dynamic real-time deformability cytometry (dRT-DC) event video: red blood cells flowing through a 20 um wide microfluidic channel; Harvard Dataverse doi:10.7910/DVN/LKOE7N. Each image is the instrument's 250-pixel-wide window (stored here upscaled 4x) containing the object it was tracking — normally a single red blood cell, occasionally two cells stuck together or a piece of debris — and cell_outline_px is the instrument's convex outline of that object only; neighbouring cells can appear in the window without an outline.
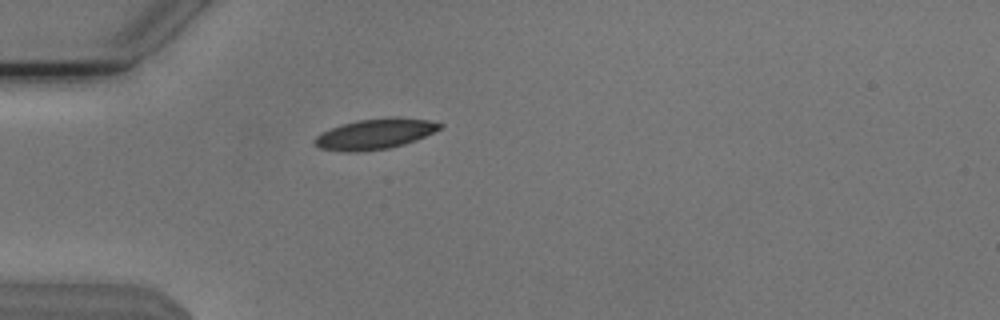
{"species": "Egyptian fruit bat (a non-hibernating species)", "species_latin": "Rousettus aegyptiacus", "temperature_condition": "cold", "stored_images_in_passage": 39, "camera_frame_rate_fps": 3000, "um_per_image_px": 0.085, "animal": {"sex": "male"}, "frame": {"image": 1, "passage_image": 1, "time_ms": 0.0, "image_size_px": [1000, 320], "cell_outline_px": [[444, 124], [440, 128], [416, 140], [404, 144], [388, 148], [356, 152], [340, 152], [320, 148], [312, 140], [320, 132], [344, 124], [360, 120], [392, 116], [428, 120]], "centroid_in_image_um": [31.85, 11.39], "position_along_channel_um": 53.2, "area_um2": 22.08}}
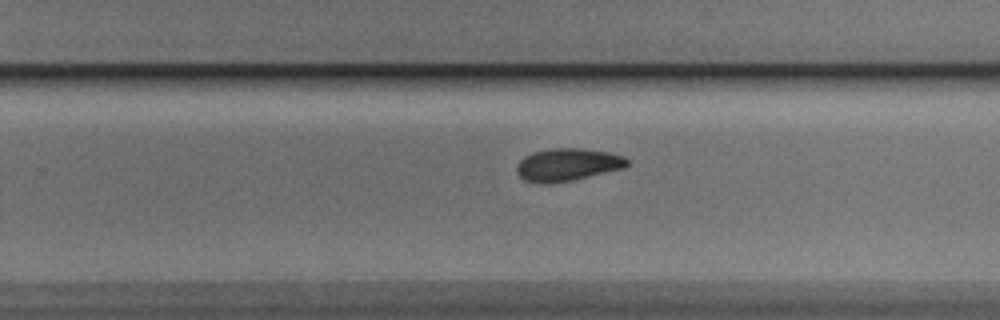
{"frame": {"image": 2, "passage_image": 20, "time_ms": 6.333, "image_size_px": [1000, 320], "cell_outline_px": [[628, 164], [624, 168], [576, 180], [548, 184], [536, 184], [524, 180], [516, 172], [516, 164], [524, 156], [532, 152], [552, 148], [580, 148], [608, 152], [624, 156], [628, 160]], "centroid_in_image_um": [48.21, 14.01], "position_along_channel_um": 281.6, "area_um2": 21.39}}
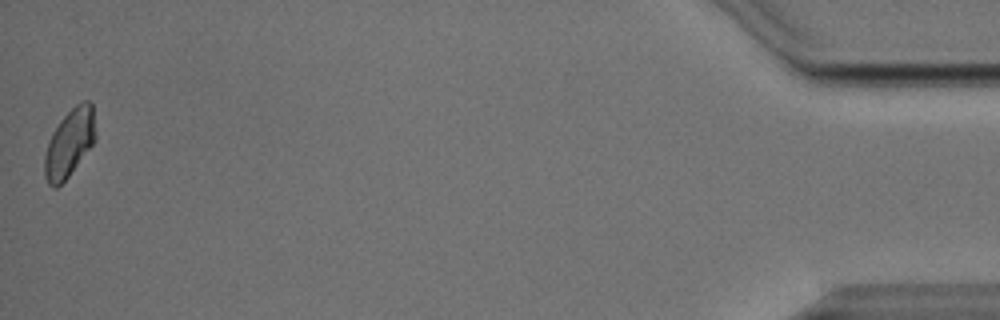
{"frame": {"image": 3, "passage_image": 39, "time_ms": 12.667, "image_size_px": [1000, 320], "cell_outline_px": [[96, 140], [68, 176], [56, 188], [48, 184], [44, 176], [44, 156], [48, 140], [52, 132], [60, 120], [76, 104], [84, 100], [88, 100], [92, 104], [96, 136]], "centroid_in_image_um": [5.89, 12.15], "position_along_channel_um": 429.3, "area_um2": 20.06}, "authors_computed_cell_mechanics": {"area_um2": 21.097, "velocity_mm_per_s": 3.7904, "shape_relaxation_time_tau1_ms": 3.3449, "shape_relaxation_time_tau2_ms": null, "deformation_change_tau1": 0.1031, "deformation_change_tau2": null}}